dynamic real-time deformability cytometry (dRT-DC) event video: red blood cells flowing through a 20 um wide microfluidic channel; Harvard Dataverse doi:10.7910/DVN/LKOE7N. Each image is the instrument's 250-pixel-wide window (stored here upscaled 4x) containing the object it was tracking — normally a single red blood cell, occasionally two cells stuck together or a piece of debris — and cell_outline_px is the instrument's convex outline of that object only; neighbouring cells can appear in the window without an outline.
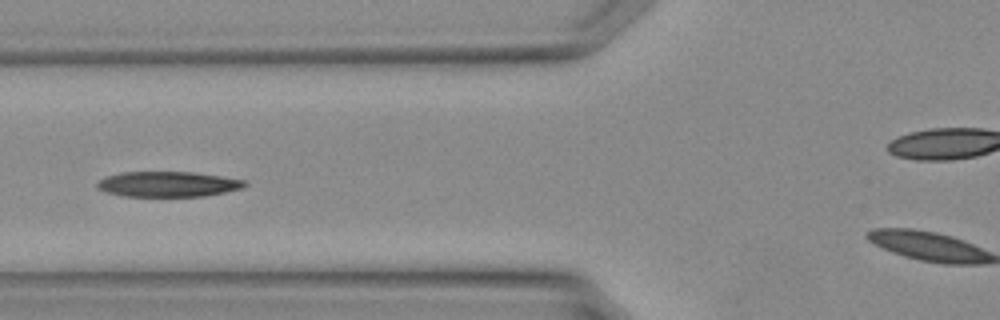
{"species": "Egyptian fruit bat (a non-hibernating species)", "species_latin": "Rousettus aegyptiacus", "temperature_condition": "warm", "stored_images_in_passage": 31, "camera_frame_rate_fps": 3000, "um_per_image_px": 0.085, "animal": {"sex": "female"}, "frame": {"image": 1, "passage_image": 14, "time_ms": 4.333, "image_size_px": [1000, 320], "cell_outline_px": [[248, 184], [244, 188], [204, 196], [124, 196], [108, 192], [100, 188], [96, 184], [104, 176], [120, 172], [192, 172], [248, 180]], "centroid_in_image_um": [14.33, 15.64], "position_along_channel_um": 111.5, "area_um2": 21.73}}